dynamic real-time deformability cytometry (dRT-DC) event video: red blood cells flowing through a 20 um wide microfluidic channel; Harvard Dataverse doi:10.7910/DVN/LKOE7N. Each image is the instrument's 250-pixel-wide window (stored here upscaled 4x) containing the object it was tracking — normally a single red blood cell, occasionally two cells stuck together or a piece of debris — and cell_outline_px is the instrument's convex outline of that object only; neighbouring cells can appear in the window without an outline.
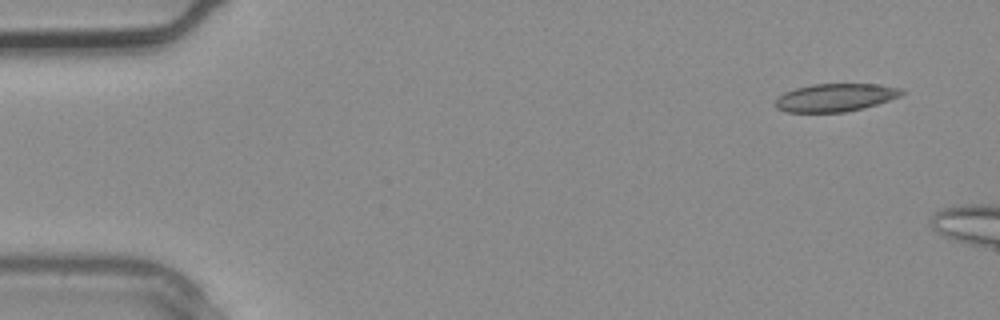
{"species": "common noctule bat (a hibernating species)", "species_latin": "Nyctalus noctula", "temperature_condition": "warm", "stored_images_in_passage": 4, "camera_frame_rate_fps": 3000, "um_per_image_px": 0.085, "animal": {"sex": "male", "body_mass_g": 20.4}, "frame": {"image": 1, "passage_image": 4, "time_ms": 1.0, "image_size_px": [1000, 320], "cell_outline_px": [[904, 92], [900, 96], [876, 104], [844, 112], [788, 112], [776, 108], [776, 100], [784, 92], [796, 88], [812, 84], [880, 84], [904, 88]], "centroid_in_image_um": [71.02, 8.28], "position_along_channel_um": 14.0, "area_um2": 20.4}}